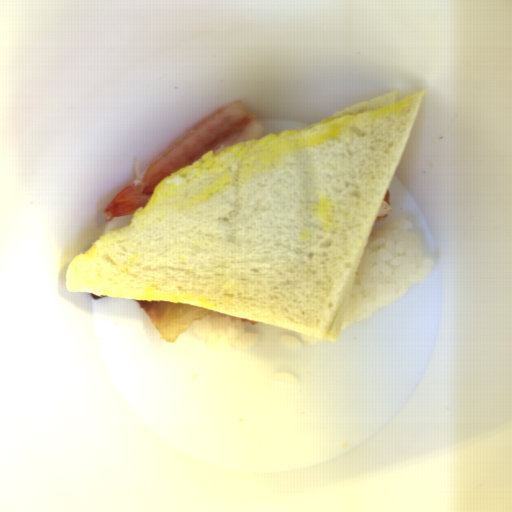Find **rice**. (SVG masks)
Listing matches in <instances>:
<instances>
[{
	"label": "rice",
	"instance_id": "652b925c",
	"mask_svg": "<svg viewBox=\"0 0 512 512\" xmlns=\"http://www.w3.org/2000/svg\"><path fill=\"white\" fill-rule=\"evenodd\" d=\"M411 217L399 216L371 230L350 288L340 331L372 317L407 295L433 272Z\"/></svg>",
	"mask_w": 512,
	"mask_h": 512
},
{
	"label": "rice",
	"instance_id": "023b6e5f",
	"mask_svg": "<svg viewBox=\"0 0 512 512\" xmlns=\"http://www.w3.org/2000/svg\"><path fill=\"white\" fill-rule=\"evenodd\" d=\"M192 331L211 350L234 347L250 349L260 339L258 333L248 332L242 317L215 312L192 322Z\"/></svg>",
	"mask_w": 512,
	"mask_h": 512
}]
</instances>
